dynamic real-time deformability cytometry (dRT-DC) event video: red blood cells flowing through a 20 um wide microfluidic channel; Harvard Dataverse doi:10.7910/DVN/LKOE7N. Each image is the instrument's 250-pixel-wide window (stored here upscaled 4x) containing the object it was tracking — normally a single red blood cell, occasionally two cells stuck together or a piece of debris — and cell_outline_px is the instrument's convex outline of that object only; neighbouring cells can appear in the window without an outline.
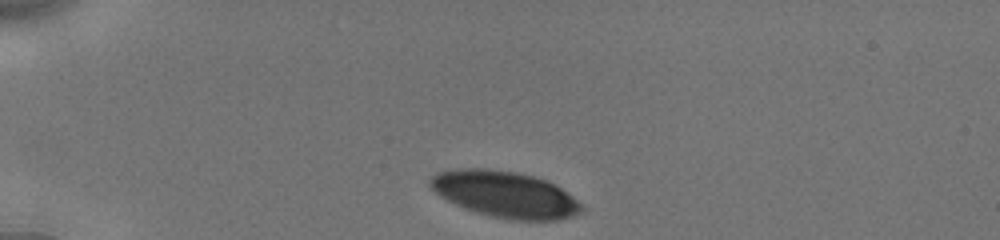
{"species": "human", "species_latin": "Homo sapiens", "temperature_condition": "cold", "stored_images_in_passage": 34, "camera_frame_rate_fps": 3000, "um_per_image_px": 0.085, "donor": {"sex": "male"}, "frame": {"image": 1, "passage_image": 1, "time_ms": 0.0, "image_size_px": [1000, 240], "cell_outline_px": [[584, 212], [572, 216], [556, 220], [508, 220], [476, 212], [464, 208], [440, 196], [428, 184], [428, 180], [436, 172], [460, 168], [488, 168], [516, 172], [532, 176], [544, 180], [560, 188], [572, 196], [584, 208]], "centroid_in_image_um": [42.9, 16.52], "position_along_channel_um": 42.1, "area_um2": 40.69}}
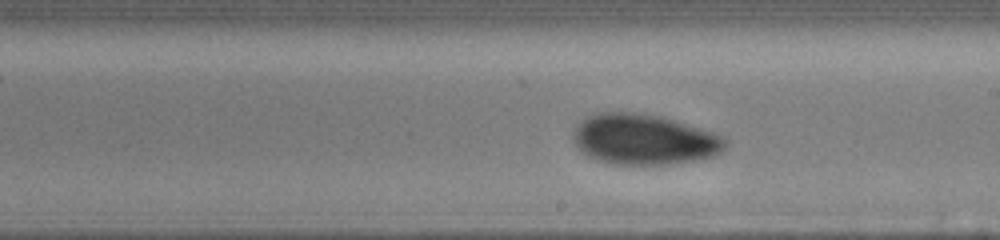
{"frame": {"image": 2, "passage_image": 20, "time_ms": 6.333, "image_size_px": [1000, 240], "cell_outline_px": [[728, 144], [720, 152], [712, 156], [696, 160], [668, 164], [616, 164], [596, 160], [588, 156], [572, 140], [572, 132], [588, 116], [596, 112], [632, 112], [660, 116], [712, 132], [724, 136], [728, 140]], "centroid_in_image_um": [54.75, 11.85], "position_along_channel_um": 234.3, "area_um2": 44.45}}
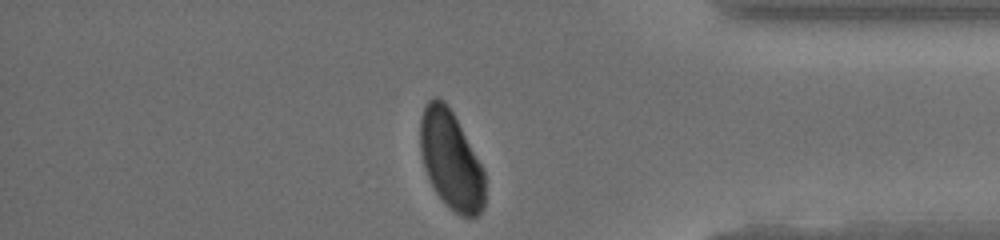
{"frame": {"image": 3, "passage_image": 34, "time_ms": 11.0, "image_size_px": [1000, 240], "cell_outline_px": [[484, 208], [476, 216], [460, 216], [448, 208], [444, 204], [436, 192], [428, 176], [424, 164], [420, 148], [420, 120], [424, 104], [432, 96], [436, 96], [444, 100], [452, 112], [484, 168]], "centroid_in_image_um": [38.32, 13.6], "position_along_channel_um": 396.9, "area_um2": 37.11}, "authors_computed_cell_mechanics": {"area_um2": 42.6853, "velocity_mm_per_s": 3.827, "shape_relaxation_time_tau1_ms": 2.4001, "shape_relaxation_time_tau2_ms": 2.5445, "deformation_change_tau1": 0.0944, "deformation_change_tau2": 0.0519}}